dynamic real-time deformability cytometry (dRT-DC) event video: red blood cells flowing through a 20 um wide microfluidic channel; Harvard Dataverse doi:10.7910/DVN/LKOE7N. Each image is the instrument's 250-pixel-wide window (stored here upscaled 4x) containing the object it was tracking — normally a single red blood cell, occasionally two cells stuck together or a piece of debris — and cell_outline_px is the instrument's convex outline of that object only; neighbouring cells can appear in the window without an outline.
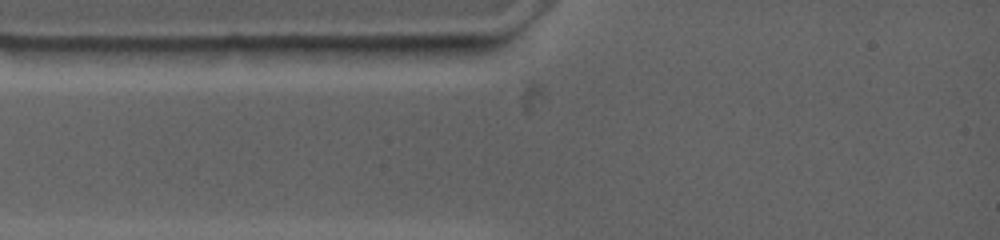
{"species": "common noctule bat (a hibernating species)", "species_latin": "Nyctalus noctula", "temperature_condition": "warm", "stored_images_in_passage": 1, "camera_frame_rate_fps": 4500, "um_per_image_px": 0.085, "animal": {"sex": "female", "body_mass_g": 19.0, "forearm_length_mm": 53.3}, "frame": {"image": 1, "passage_image": 1, "time_ms": 0.0, "image_size_px": [1000, 240], "cell_outline_px": [[440, 48], [416, 56], [316, 56], [300, 48], [300, 44], [424, 44]], "centroid_in_image_um": [31.23, 4.23], "position_along_channel_um": 53.8, "area_um2": 10.75}}